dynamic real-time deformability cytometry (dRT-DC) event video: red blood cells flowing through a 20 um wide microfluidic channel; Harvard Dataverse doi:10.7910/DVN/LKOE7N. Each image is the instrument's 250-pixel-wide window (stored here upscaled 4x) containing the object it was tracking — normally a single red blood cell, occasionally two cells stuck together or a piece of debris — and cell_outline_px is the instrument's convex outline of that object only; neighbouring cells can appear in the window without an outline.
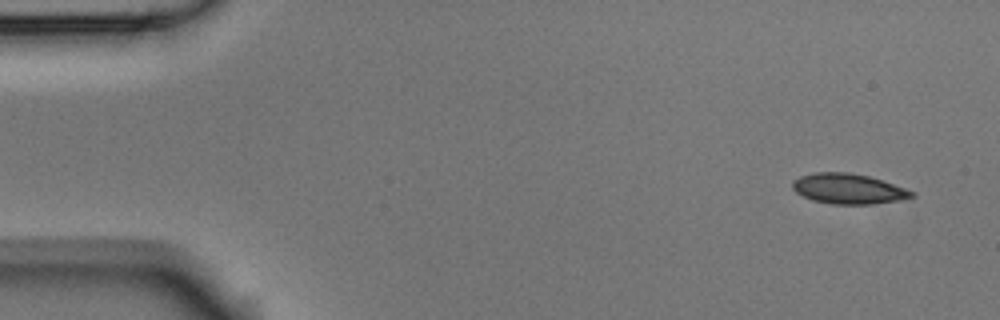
{"species": "Egyptian fruit bat (a non-hibernating species)", "species_latin": "Rousettus aegyptiacus", "temperature_condition": "room temperature", "stored_images_in_passage": 3, "camera_frame_rate_fps": 3000, "um_per_image_px": 0.085, "animal": {"sex": "male"}, "frame": {"image": 1, "passage_image": 1, "time_ms": 0.0, "image_size_px": [1000, 320], "cell_outline_px": [[916, 196], [896, 200], [872, 204], [832, 204], [812, 200], [796, 192], [792, 188], [792, 180], [800, 176], [816, 172], [848, 172], [868, 176], [916, 192]], "centroid_in_image_um": [72.07, 16.04], "position_along_channel_um": 12.9, "area_um2": 20.81}}
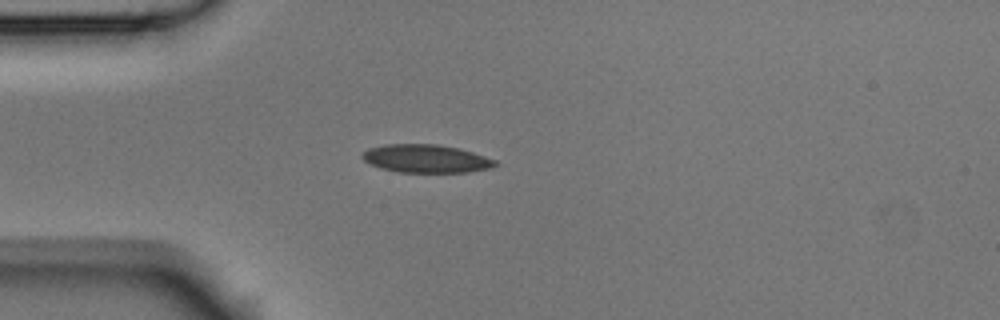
{"frame": {"image": 2, "passage_image": 3, "time_ms": 0.667, "image_size_px": [1000, 320], "cell_outline_px": [[500, 164], [492, 168], [468, 172], [400, 172], [380, 168], [364, 160], [360, 156], [368, 148], [384, 144], [436, 144], [460, 148], [496, 160]], "centroid_in_image_um": [36.24, 13.48], "position_along_channel_um": 48.8, "area_um2": 21.85}}